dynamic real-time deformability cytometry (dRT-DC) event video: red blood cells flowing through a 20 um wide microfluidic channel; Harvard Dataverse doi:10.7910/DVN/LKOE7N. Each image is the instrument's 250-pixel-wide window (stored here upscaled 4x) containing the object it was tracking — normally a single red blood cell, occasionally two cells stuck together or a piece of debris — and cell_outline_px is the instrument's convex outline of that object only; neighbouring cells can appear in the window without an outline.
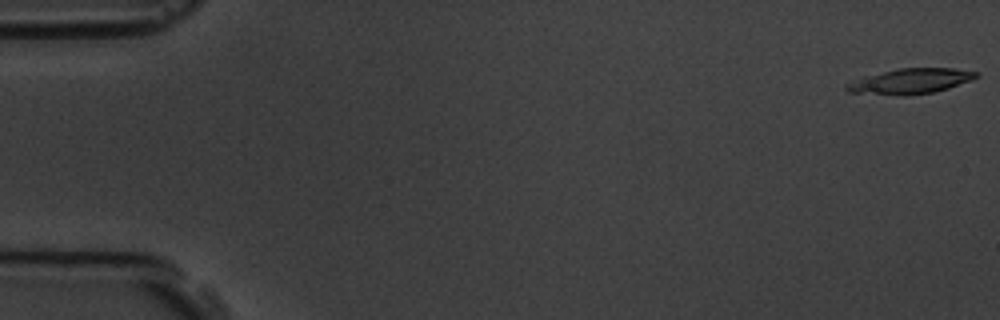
{"species": "common noctule bat (a hibernating species)", "species_latin": "Nyctalus noctula", "temperature_condition": "room temperature", "stored_images_in_passage": 6, "camera_frame_rate_fps": 3000, "um_per_image_px": 0.085, "animal": {"sex": "male", "body_mass_g": 19.5, "forearm_length_mm": 54.6}, "frame": {"image": 1, "passage_image": 1, "time_ms": 0.0, "image_size_px": [1000, 320], "cell_outline_px": [[980, 76], [948, 88], [932, 92], [904, 96], [900, 96], [848, 92], [844, 88], [844, 84], [864, 76], [900, 68], [952, 68], [980, 72]], "centroid_in_image_um": [77.35, 6.9], "position_along_channel_um": 7.6, "area_um2": 19.07}}
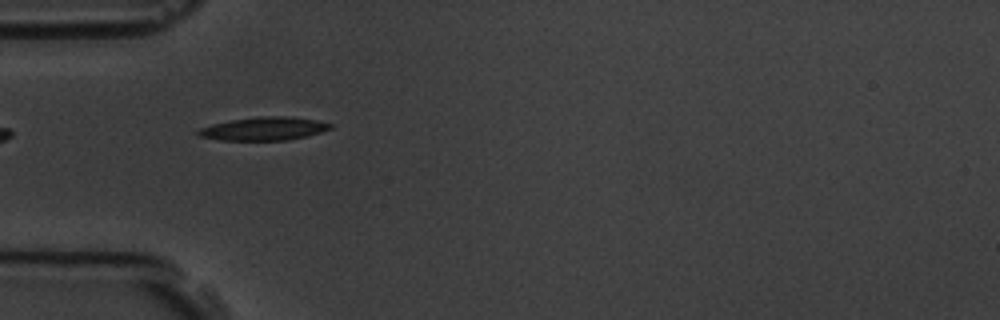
{"frame": {"image": 2, "passage_image": 6, "time_ms": 5.667, "image_size_px": [1000, 320], "cell_outline_px": [[332, 128], [308, 136], [288, 140], [220, 140], [200, 136], [196, 132], [200, 128], [212, 124], [232, 120], [260, 116], [288, 116], [316, 120], [332, 124]], "centroid_in_image_um": [22.45, 10.94], "position_along_channel_um": 62.6, "area_um2": 17.8}}